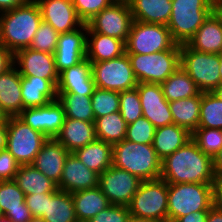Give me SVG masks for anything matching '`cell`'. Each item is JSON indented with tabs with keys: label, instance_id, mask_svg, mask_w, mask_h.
I'll return each mask as SVG.
<instances>
[{
	"label": "cell",
	"instance_id": "1",
	"mask_svg": "<svg viewBox=\"0 0 222 222\" xmlns=\"http://www.w3.org/2000/svg\"><path fill=\"white\" fill-rule=\"evenodd\" d=\"M160 178L168 184L214 183L213 159L191 139L161 161Z\"/></svg>",
	"mask_w": 222,
	"mask_h": 222
},
{
	"label": "cell",
	"instance_id": "2",
	"mask_svg": "<svg viewBox=\"0 0 222 222\" xmlns=\"http://www.w3.org/2000/svg\"><path fill=\"white\" fill-rule=\"evenodd\" d=\"M42 21L35 0L0 13V43L13 54L29 48Z\"/></svg>",
	"mask_w": 222,
	"mask_h": 222
},
{
	"label": "cell",
	"instance_id": "3",
	"mask_svg": "<svg viewBox=\"0 0 222 222\" xmlns=\"http://www.w3.org/2000/svg\"><path fill=\"white\" fill-rule=\"evenodd\" d=\"M219 5V0H171L172 11L167 28L174 42L187 44Z\"/></svg>",
	"mask_w": 222,
	"mask_h": 222
},
{
	"label": "cell",
	"instance_id": "4",
	"mask_svg": "<svg viewBox=\"0 0 222 222\" xmlns=\"http://www.w3.org/2000/svg\"><path fill=\"white\" fill-rule=\"evenodd\" d=\"M161 159L153 144L134 143L123 139L113 145V166L124 169L141 181L160 178Z\"/></svg>",
	"mask_w": 222,
	"mask_h": 222
},
{
	"label": "cell",
	"instance_id": "5",
	"mask_svg": "<svg viewBox=\"0 0 222 222\" xmlns=\"http://www.w3.org/2000/svg\"><path fill=\"white\" fill-rule=\"evenodd\" d=\"M213 183L168 184V222L196 211H209L212 207Z\"/></svg>",
	"mask_w": 222,
	"mask_h": 222
},
{
	"label": "cell",
	"instance_id": "6",
	"mask_svg": "<svg viewBox=\"0 0 222 222\" xmlns=\"http://www.w3.org/2000/svg\"><path fill=\"white\" fill-rule=\"evenodd\" d=\"M168 183L159 178L142 181L128 209L130 215L168 222Z\"/></svg>",
	"mask_w": 222,
	"mask_h": 222
},
{
	"label": "cell",
	"instance_id": "7",
	"mask_svg": "<svg viewBox=\"0 0 222 222\" xmlns=\"http://www.w3.org/2000/svg\"><path fill=\"white\" fill-rule=\"evenodd\" d=\"M218 54H210L181 45L180 67L195 82L200 92H212L221 84Z\"/></svg>",
	"mask_w": 222,
	"mask_h": 222
},
{
	"label": "cell",
	"instance_id": "8",
	"mask_svg": "<svg viewBox=\"0 0 222 222\" xmlns=\"http://www.w3.org/2000/svg\"><path fill=\"white\" fill-rule=\"evenodd\" d=\"M181 45L174 42L170 30L165 25L148 24L134 20L125 42L126 54H143L165 50H180Z\"/></svg>",
	"mask_w": 222,
	"mask_h": 222
},
{
	"label": "cell",
	"instance_id": "9",
	"mask_svg": "<svg viewBox=\"0 0 222 222\" xmlns=\"http://www.w3.org/2000/svg\"><path fill=\"white\" fill-rule=\"evenodd\" d=\"M127 55L138 83L161 84L180 68V50Z\"/></svg>",
	"mask_w": 222,
	"mask_h": 222
},
{
	"label": "cell",
	"instance_id": "10",
	"mask_svg": "<svg viewBox=\"0 0 222 222\" xmlns=\"http://www.w3.org/2000/svg\"><path fill=\"white\" fill-rule=\"evenodd\" d=\"M6 127V149L20 165L32 164L48 138L44 134L33 130L18 116L8 117Z\"/></svg>",
	"mask_w": 222,
	"mask_h": 222
},
{
	"label": "cell",
	"instance_id": "11",
	"mask_svg": "<svg viewBox=\"0 0 222 222\" xmlns=\"http://www.w3.org/2000/svg\"><path fill=\"white\" fill-rule=\"evenodd\" d=\"M91 63L95 87L123 92L136 88L138 85L126 53L107 61Z\"/></svg>",
	"mask_w": 222,
	"mask_h": 222
},
{
	"label": "cell",
	"instance_id": "12",
	"mask_svg": "<svg viewBox=\"0 0 222 222\" xmlns=\"http://www.w3.org/2000/svg\"><path fill=\"white\" fill-rule=\"evenodd\" d=\"M128 0H116L87 24V32H95L126 42L133 23Z\"/></svg>",
	"mask_w": 222,
	"mask_h": 222
},
{
	"label": "cell",
	"instance_id": "13",
	"mask_svg": "<svg viewBox=\"0 0 222 222\" xmlns=\"http://www.w3.org/2000/svg\"><path fill=\"white\" fill-rule=\"evenodd\" d=\"M142 181L116 166H110L99 175V187L111 205L128 206Z\"/></svg>",
	"mask_w": 222,
	"mask_h": 222
},
{
	"label": "cell",
	"instance_id": "14",
	"mask_svg": "<svg viewBox=\"0 0 222 222\" xmlns=\"http://www.w3.org/2000/svg\"><path fill=\"white\" fill-rule=\"evenodd\" d=\"M18 117L33 130L53 139L60 133L66 116L62 104L56 99L45 106L23 109Z\"/></svg>",
	"mask_w": 222,
	"mask_h": 222
},
{
	"label": "cell",
	"instance_id": "15",
	"mask_svg": "<svg viewBox=\"0 0 222 222\" xmlns=\"http://www.w3.org/2000/svg\"><path fill=\"white\" fill-rule=\"evenodd\" d=\"M87 24L66 33H60L54 53L58 73L75 66L86 58Z\"/></svg>",
	"mask_w": 222,
	"mask_h": 222
},
{
	"label": "cell",
	"instance_id": "16",
	"mask_svg": "<svg viewBox=\"0 0 222 222\" xmlns=\"http://www.w3.org/2000/svg\"><path fill=\"white\" fill-rule=\"evenodd\" d=\"M142 113L155 128L173 124L169 102L165 99L161 84L138 83L136 86Z\"/></svg>",
	"mask_w": 222,
	"mask_h": 222
},
{
	"label": "cell",
	"instance_id": "17",
	"mask_svg": "<svg viewBox=\"0 0 222 222\" xmlns=\"http://www.w3.org/2000/svg\"><path fill=\"white\" fill-rule=\"evenodd\" d=\"M14 66L21 76H35L49 81H58L54 54L25 48L14 54Z\"/></svg>",
	"mask_w": 222,
	"mask_h": 222
},
{
	"label": "cell",
	"instance_id": "18",
	"mask_svg": "<svg viewBox=\"0 0 222 222\" xmlns=\"http://www.w3.org/2000/svg\"><path fill=\"white\" fill-rule=\"evenodd\" d=\"M43 21L52 25L60 34L73 31L84 25L72 0H35Z\"/></svg>",
	"mask_w": 222,
	"mask_h": 222
},
{
	"label": "cell",
	"instance_id": "19",
	"mask_svg": "<svg viewBox=\"0 0 222 222\" xmlns=\"http://www.w3.org/2000/svg\"><path fill=\"white\" fill-rule=\"evenodd\" d=\"M99 186V174L87 168L73 153L66 158L57 188L69 193Z\"/></svg>",
	"mask_w": 222,
	"mask_h": 222
},
{
	"label": "cell",
	"instance_id": "20",
	"mask_svg": "<svg viewBox=\"0 0 222 222\" xmlns=\"http://www.w3.org/2000/svg\"><path fill=\"white\" fill-rule=\"evenodd\" d=\"M187 45L196 51L219 54L222 51V8L218 6L198 28Z\"/></svg>",
	"mask_w": 222,
	"mask_h": 222
},
{
	"label": "cell",
	"instance_id": "21",
	"mask_svg": "<svg viewBox=\"0 0 222 222\" xmlns=\"http://www.w3.org/2000/svg\"><path fill=\"white\" fill-rule=\"evenodd\" d=\"M94 89L92 63L87 58L59 73L57 93L92 96Z\"/></svg>",
	"mask_w": 222,
	"mask_h": 222
},
{
	"label": "cell",
	"instance_id": "22",
	"mask_svg": "<svg viewBox=\"0 0 222 222\" xmlns=\"http://www.w3.org/2000/svg\"><path fill=\"white\" fill-rule=\"evenodd\" d=\"M69 154L70 152L55 138L48 139L37 153L32 165L58 185Z\"/></svg>",
	"mask_w": 222,
	"mask_h": 222
},
{
	"label": "cell",
	"instance_id": "23",
	"mask_svg": "<svg viewBox=\"0 0 222 222\" xmlns=\"http://www.w3.org/2000/svg\"><path fill=\"white\" fill-rule=\"evenodd\" d=\"M58 81H49L35 76H22L21 96L23 109L47 105L57 99Z\"/></svg>",
	"mask_w": 222,
	"mask_h": 222
},
{
	"label": "cell",
	"instance_id": "24",
	"mask_svg": "<svg viewBox=\"0 0 222 222\" xmlns=\"http://www.w3.org/2000/svg\"><path fill=\"white\" fill-rule=\"evenodd\" d=\"M0 208L13 222H29L33 218L25 204L24 192L14 180L0 181Z\"/></svg>",
	"mask_w": 222,
	"mask_h": 222
},
{
	"label": "cell",
	"instance_id": "25",
	"mask_svg": "<svg viewBox=\"0 0 222 222\" xmlns=\"http://www.w3.org/2000/svg\"><path fill=\"white\" fill-rule=\"evenodd\" d=\"M21 80L14 65L0 74V108L7 117L18 116L23 110Z\"/></svg>",
	"mask_w": 222,
	"mask_h": 222
},
{
	"label": "cell",
	"instance_id": "26",
	"mask_svg": "<svg viewBox=\"0 0 222 222\" xmlns=\"http://www.w3.org/2000/svg\"><path fill=\"white\" fill-rule=\"evenodd\" d=\"M55 139L73 153L97 139L94 122L65 117L60 133Z\"/></svg>",
	"mask_w": 222,
	"mask_h": 222
},
{
	"label": "cell",
	"instance_id": "27",
	"mask_svg": "<svg viewBox=\"0 0 222 222\" xmlns=\"http://www.w3.org/2000/svg\"><path fill=\"white\" fill-rule=\"evenodd\" d=\"M133 20L167 26L171 16V0H128Z\"/></svg>",
	"mask_w": 222,
	"mask_h": 222
},
{
	"label": "cell",
	"instance_id": "28",
	"mask_svg": "<svg viewBox=\"0 0 222 222\" xmlns=\"http://www.w3.org/2000/svg\"><path fill=\"white\" fill-rule=\"evenodd\" d=\"M125 53V43L114 37L87 32L86 58L90 62H102Z\"/></svg>",
	"mask_w": 222,
	"mask_h": 222
},
{
	"label": "cell",
	"instance_id": "29",
	"mask_svg": "<svg viewBox=\"0 0 222 222\" xmlns=\"http://www.w3.org/2000/svg\"><path fill=\"white\" fill-rule=\"evenodd\" d=\"M73 154L90 170L99 175L113 164V145L102 140L95 141L81 147Z\"/></svg>",
	"mask_w": 222,
	"mask_h": 222
},
{
	"label": "cell",
	"instance_id": "30",
	"mask_svg": "<svg viewBox=\"0 0 222 222\" xmlns=\"http://www.w3.org/2000/svg\"><path fill=\"white\" fill-rule=\"evenodd\" d=\"M191 133L176 124L156 128L153 147L163 160L191 140Z\"/></svg>",
	"mask_w": 222,
	"mask_h": 222
},
{
	"label": "cell",
	"instance_id": "31",
	"mask_svg": "<svg viewBox=\"0 0 222 222\" xmlns=\"http://www.w3.org/2000/svg\"><path fill=\"white\" fill-rule=\"evenodd\" d=\"M72 198L78 220H90L111 205L99 186L72 193Z\"/></svg>",
	"mask_w": 222,
	"mask_h": 222
},
{
	"label": "cell",
	"instance_id": "32",
	"mask_svg": "<svg viewBox=\"0 0 222 222\" xmlns=\"http://www.w3.org/2000/svg\"><path fill=\"white\" fill-rule=\"evenodd\" d=\"M14 181L24 192V195L52 193L58 189L52 180L37 170L32 164L20 165Z\"/></svg>",
	"mask_w": 222,
	"mask_h": 222
},
{
	"label": "cell",
	"instance_id": "33",
	"mask_svg": "<svg viewBox=\"0 0 222 222\" xmlns=\"http://www.w3.org/2000/svg\"><path fill=\"white\" fill-rule=\"evenodd\" d=\"M201 100L202 92L197 96L169 102L173 123L192 134L199 126Z\"/></svg>",
	"mask_w": 222,
	"mask_h": 222
},
{
	"label": "cell",
	"instance_id": "34",
	"mask_svg": "<svg viewBox=\"0 0 222 222\" xmlns=\"http://www.w3.org/2000/svg\"><path fill=\"white\" fill-rule=\"evenodd\" d=\"M45 222H73L77 220L72 193L57 189L47 193V206L42 218Z\"/></svg>",
	"mask_w": 222,
	"mask_h": 222
},
{
	"label": "cell",
	"instance_id": "35",
	"mask_svg": "<svg viewBox=\"0 0 222 222\" xmlns=\"http://www.w3.org/2000/svg\"><path fill=\"white\" fill-rule=\"evenodd\" d=\"M161 87L168 102L190 98L200 93L195 82L181 67L163 81Z\"/></svg>",
	"mask_w": 222,
	"mask_h": 222
},
{
	"label": "cell",
	"instance_id": "36",
	"mask_svg": "<svg viewBox=\"0 0 222 222\" xmlns=\"http://www.w3.org/2000/svg\"><path fill=\"white\" fill-rule=\"evenodd\" d=\"M94 126L97 139L112 145L126 137L127 124L119 111L96 118Z\"/></svg>",
	"mask_w": 222,
	"mask_h": 222
},
{
	"label": "cell",
	"instance_id": "37",
	"mask_svg": "<svg viewBox=\"0 0 222 222\" xmlns=\"http://www.w3.org/2000/svg\"><path fill=\"white\" fill-rule=\"evenodd\" d=\"M57 100L65 110L66 118L94 122L91 96L57 93Z\"/></svg>",
	"mask_w": 222,
	"mask_h": 222
},
{
	"label": "cell",
	"instance_id": "38",
	"mask_svg": "<svg viewBox=\"0 0 222 222\" xmlns=\"http://www.w3.org/2000/svg\"><path fill=\"white\" fill-rule=\"evenodd\" d=\"M198 128L222 129V100L211 92L202 93Z\"/></svg>",
	"mask_w": 222,
	"mask_h": 222
},
{
	"label": "cell",
	"instance_id": "39",
	"mask_svg": "<svg viewBox=\"0 0 222 222\" xmlns=\"http://www.w3.org/2000/svg\"><path fill=\"white\" fill-rule=\"evenodd\" d=\"M120 92L110 91L95 87L91 96V105L96 118L119 111L120 109Z\"/></svg>",
	"mask_w": 222,
	"mask_h": 222
},
{
	"label": "cell",
	"instance_id": "40",
	"mask_svg": "<svg viewBox=\"0 0 222 222\" xmlns=\"http://www.w3.org/2000/svg\"><path fill=\"white\" fill-rule=\"evenodd\" d=\"M191 138L198 148L212 159L222 148V129L197 128Z\"/></svg>",
	"mask_w": 222,
	"mask_h": 222
},
{
	"label": "cell",
	"instance_id": "41",
	"mask_svg": "<svg viewBox=\"0 0 222 222\" xmlns=\"http://www.w3.org/2000/svg\"><path fill=\"white\" fill-rule=\"evenodd\" d=\"M119 98V112L127 125L135 122L138 118L143 116L137 88L120 92Z\"/></svg>",
	"mask_w": 222,
	"mask_h": 222
},
{
	"label": "cell",
	"instance_id": "42",
	"mask_svg": "<svg viewBox=\"0 0 222 222\" xmlns=\"http://www.w3.org/2000/svg\"><path fill=\"white\" fill-rule=\"evenodd\" d=\"M59 33L49 23L42 21L29 48L54 54Z\"/></svg>",
	"mask_w": 222,
	"mask_h": 222
},
{
	"label": "cell",
	"instance_id": "43",
	"mask_svg": "<svg viewBox=\"0 0 222 222\" xmlns=\"http://www.w3.org/2000/svg\"><path fill=\"white\" fill-rule=\"evenodd\" d=\"M156 128L144 116L127 125L126 137L128 141L141 144H153Z\"/></svg>",
	"mask_w": 222,
	"mask_h": 222
},
{
	"label": "cell",
	"instance_id": "44",
	"mask_svg": "<svg viewBox=\"0 0 222 222\" xmlns=\"http://www.w3.org/2000/svg\"><path fill=\"white\" fill-rule=\"evenodd\" d=\"M116 0H72L79 18L86 24Z\"/></svg>",
	"mask_w": 222,
	"mask_h": 222
},
{
	"label": "cell",
	"instance_id": "45",
	"mask_svg": "<svg viewBox=\"0 0 222 222\" xmlns=\"http://www.w3.org/2000/svg\"><path fill=\"white\" fill-rule=\"evenodd\" d=\"M130 217L128 206L110 205L102 210L89 222H127Z\"/></svg>",
	"mask_w": 222,
	"mask_h": 222
},
{
	"label": "cell",
	"instance_id": "46",
	"mask_svg": "<svg viewBox=\"0 0 222 222\" xmlns=\"http://www.w3.org/2000/svg\"><path fill=\"white\" fill-rule=\"evenodd\" d=\"M20 164L7 150H0V181L14 180Z\"/></svg>",
	"mask_w": 222,
	"mask_h": 222
},
{
	"label": "cell",
	"instance_id": "47",
	"mask_svg": "<svg viewBox=\"0 0 222 222\" xmlns=\"http://www.w3.org/2000/svg\"><path fill=\"white\" fill-rule=\"evenodd\" d=\"M25 204L33 218H42L47 206V193L25 195Z\"/></svg>",
	"mask_w": 222,
	"mask_h": 222
},
{
	"label": "cell",
	"instance_id": "48",
	"mask_svg": "<svg viewBox=\"0 0 222 222\" xmlns=\"http://www.w3.org/2000/svg\"><path fill=\"white\" fill-rule=\"evenodd\" d=\"M14 65V54L0 43V74Z\"/></svg>",
	"mask_w": 222,
	"mask_h": 222
},
{
	"label": "cell",
	"instance_id": "49",
	"mask_svg": "<svg viewBox=\"0 0 222 222\" xmlns=\"http://www.w3.org/2000/svg\"><path fill=\"white\" fill-rule=\"evenodd\" d=\"M212 206L222 211V179H217L212 184Z\"/></svg>",
	"mask_w": 222,
	"mask_h": 222
},
{
	"label": "cell",
	"instance_id": "50",
	"mask_svg": "<svg viewBox=\"0 0 222 222\" xmlns=\"http://www.w3.org/2000/svg\"><path fill=\"white\" fill-rule=\"evenodd\" d=\"M208 211L191 212L188 215L179 217L175 222H206Z\"/></svg>",
	"mask_w": 222,
	"mask_h": 222
},
{
	"label": "cell",
	"instance_id": "51",
	"mask_svg": "<svg viewBox=\"0 0 222 222\" xmlns=\"http://www.w3.org/2000/svg\"><path fill=\"white\" fill-rule=\"evenodd\" d=\"M29 0H0V13L12 10L15 7L24 5Z\"/></svg>",
	"mask_w": 222,
	"mask_h": 222
},
{
	"label": "cell",
	"instance_id": "52",
	"mask_svg": "<svg viewBox=\"0 0 222 222\" xmlns=\"http://www.w3.org/2000/svg\"><path fill=\"white\" fill-rule=\"evenodd\" d=\"M213 169L217 179H222V148L219 153L213 158Z\"/></svg>",
	"mask_w": 222,
	"mask_h": 222
},
{
	"label": "cell",
	"instance_id": "53",
	"mask_svg": "<svg viewBox=\"0 0 222 222\" xmlns=\"http://www.w3.org/2000/svg\"><path fill=\"white\" fill-rule=\"evenodd\" d=\"M206 222H222V211L212 206L208 211Z\"/></svg>",
	"mask_w": 222,
	"mask_h": 222
},
{
	"label": "cell",
	"instance_id": "54",
	"mask_svg": "<svg viewBox=\"0 0 222 222\" xmlns=\"http://www.w3.org/2000/svg\"><path fill=\"white\" fill-rule=\"evenodd\" d=\"M7 127L6 122L0 125V150L6 149Z\"/></svg>",
	"mask_w": 222,
	"mask_h": 222
},
{
	"label": "cell",
	"instance_id": "55",
	"mask_svg": "<svg viewBox=\"0 0 222 222\" xmlns=\"http://www.w3.org/2000/svg\"><path fill=\"white\" fill-rule=\"evenodd\" d=\"M127 222H161V221H156V220L147 219V218H139V217L130 215Z\"/></svg>",
	"mask_w": 222,
	"mask_h": 222
},
{
	"label": "cell",
	"instance_id": "56",
	"mask_svg": "<svg viewBox=\"0 0 222 222\" xmlns=\"http://www.w3.org/2000/svg\"><path fill=\"white\" fill-rule=\"evenodd\" d=\"M211 93L218 99L222 100V84L216 87Z\"/></svg>",
	"mask_w": 222,
	"mask_h": 222
},
{
	"label": "cell",
	"instance_id": "57",
	"mask_svg": "<svg viewBox=\"0 0 222 222\" xmlns=\"http://www.w3.org/2000/svg\"><path fill=\"white\" fill-rule=\"evenodd\" d=\"M7 116L5 115V113L1 110V108H0V125L1 124H3V123H5L6 122V120H7Z\"/></svg>",
	"mask_w": 222,
	"mask_h": 222
},
{
	"label": "cell",
	"instance_id": "58",
	"mask_svg": "<svg viewBox=\"0 0 222 222\" xmlns=\"http://www.w3.org/2000/svg\"><path fill=\"white\" fill-rule=\"evenodd\" d=\"M219 56V66H220V77H221V84H222V51L218 54Z\"/></svg>",
	"mask_w": 222,
	"mask_h": 222
},
{
	"label": "cell",
	"instance_id": "59",
	"mask_svg": "<svg viewBox=\"0 0 222 222\" xmlns=\"http://www.w3.org/2000/svg\"><path fill=\"white\" fill-rule=\"evenodd\" d=\"M0 222H13L12 220H10L8 217H6L5 215L0 216Z\"/></svg>",
	"mask_w": 222,
	"mask_h": 222
},
{
	"label": "cell",
	"instance_id": "60",
	"mask_svg": "<svg viewBox=\"0 0 222 222\" xmlns=\"http://www.w3.org/2000/svg\"><path fill=\"white\" fill-rule=\"evenodd\" d=\"M29 222H45V221L41 218H32Z\"/></svg>",
	"mask_w": 222,
	"mask_h": 222
},
{
	"label": "cell",
	"instance_id": "61",
	"mask_svg": "<svg viewBox=\"0 0 222 222\" xmlns=\"http://www.w3.org/2000/svg\"><path fill=\"white\" fill-rule=\"evenodd\" d=\"M73 222H89L88 220H75V221H73Z\"/></svg>",
	"mask_w": 222,
	"mask_h": 222
},
{
	"label": "cell",
	"instance_id": "62",
	"mask_svg": "<svg viewBox=\"0 0 222 222\" xmlns=\"http://www.w3.org/2000/svg\"><path fill=\"white\" fill-rule=\"evenodd\" d=\"M3 215V213H2V210H1V208H0V216H2Z\"/></svg>",
	"mask_w": 222,
	"mask_h": 222
}]
</instances>
